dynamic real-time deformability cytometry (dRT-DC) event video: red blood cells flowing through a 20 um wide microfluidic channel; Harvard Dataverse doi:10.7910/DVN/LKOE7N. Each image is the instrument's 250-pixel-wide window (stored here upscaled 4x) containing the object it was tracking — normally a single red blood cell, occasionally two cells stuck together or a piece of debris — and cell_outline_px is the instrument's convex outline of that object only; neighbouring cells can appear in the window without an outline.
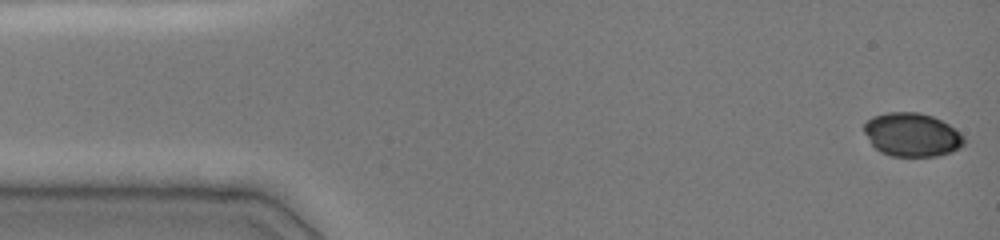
{"species": "common noctule bat (a hibernating species)", "species_latin": "Nyctalus noctula", "temperature_condition": "cold", "stored_images_in_passage": 46, "camera_frame_rate_fps": 3000, "um_per_image_px": 0.085, "animal": {"sex": "female", "body_mass_g": 19.0, "forearm_length_mm": 51.5}, "frame": {"image": 1, "passage_image": 1, "time_ms": 0.0, "image_size_px": [1000, 240], "cell_outline_px": [[964, 144], [960, 148], [952, 152], [936, 156], [892, 156], [880, 152], [872, 144], [864, 132], [864, 124], [872, 116], [888, 112], [916, 112], [932, 116], [948, 124], [960, 132], [964, 136]], "centroid_in_image_um": [77.52, 11.45], "position_along_channel_um": 7.5, "area_um2": 25.37}}
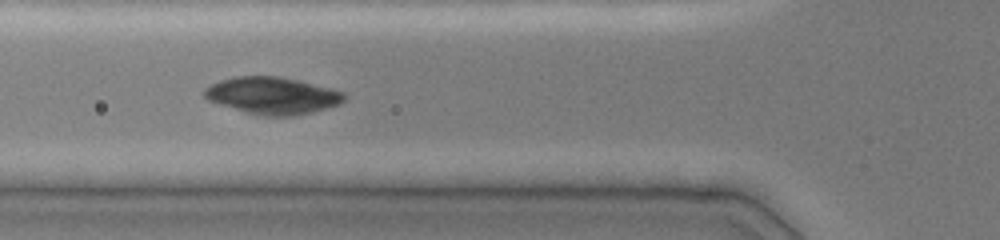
{"frame": {"image": 2, "passage_image": 16, "time_ms": 5.333, "image_size_px": [1000, 240], "cell_outline_px": [[344, 100], [340, 104], [312, 112], [292, 116], [264, 116], [244, 112], [208, 100], [204, 96], [204, 88], [220, 80], [236, 76], [280, 76], [332, 88], [344, 92]], "centroid_in_image_um": [23.15, 8.12], "position_along_channel_um": 102.6, "area_um2": 30.11}}
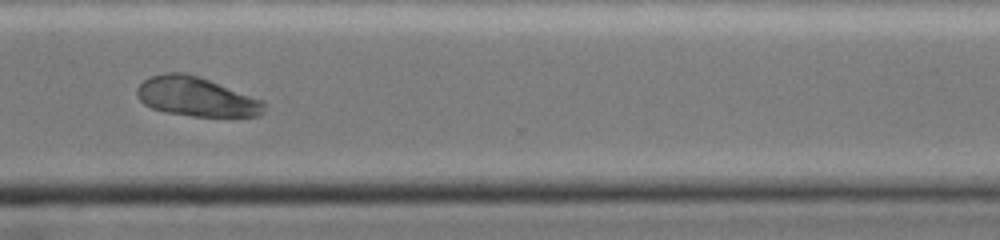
{"frame": {"image": 3, "passage_image": 45, "time_ms": 11.667, "image_size_px": [1000, 240], "cell_outline_px": [[264, 112], [260, 116], [192, 116], [164, 112], [152, 108], [144, 104], [136, 96], [136, 88], [148, 76], [164, 72], [184, 72], [208, 80], [264, 100]], "centroid_in_image_um": [16.64, 8.22], "position_along_channel_um": 354.0, "area_um2": 29.13}}